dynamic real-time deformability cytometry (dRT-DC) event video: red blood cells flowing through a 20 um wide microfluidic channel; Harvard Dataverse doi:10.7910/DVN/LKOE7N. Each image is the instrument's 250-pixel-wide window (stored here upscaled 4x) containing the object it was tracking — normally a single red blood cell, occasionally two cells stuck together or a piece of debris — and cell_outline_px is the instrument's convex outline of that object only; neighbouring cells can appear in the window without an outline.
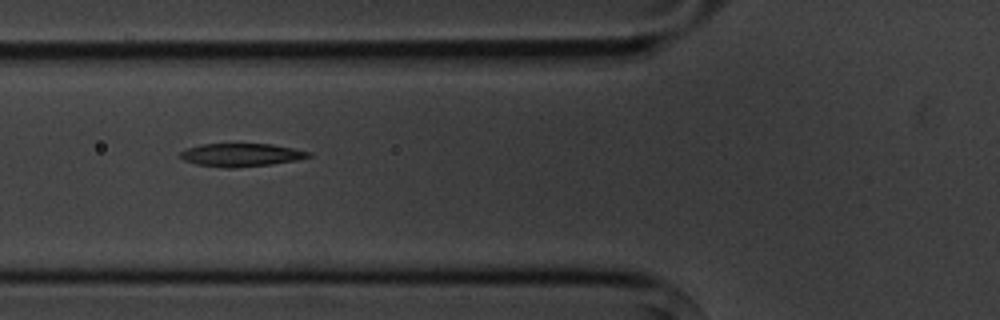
{"species": "common noctule bat (a hibernating species)", "species_latin": "Nyctalus noctula", "temperature_condition": "cold", "stored_images_in_passage": 10, "segment_of_instrument_passage": [1, 2], "camera_frame_rate_fps": 3000, "um_per_image_px": 0.085, "animal": {"sex": "male", "body_mass_g": 20.1, "forearm_length_mm": 53.5}, "frame": {"image": 1, "passage_image": 2, "time_ms": 1.0, "image_size_px": [1000, 320], "cell_outline_px": [[312, 156], [296, 160], [272, 164], [236, 168], [224, 168], [196, 164], [184, 160], [180, 156], [180, 152], [188, 148], [200, 144], [272, 144], [312, 152]], "centroid_in_image_um": [20.51, 13.17], "position_along_channel_um": 105.3, "area_um2": 17.28}}
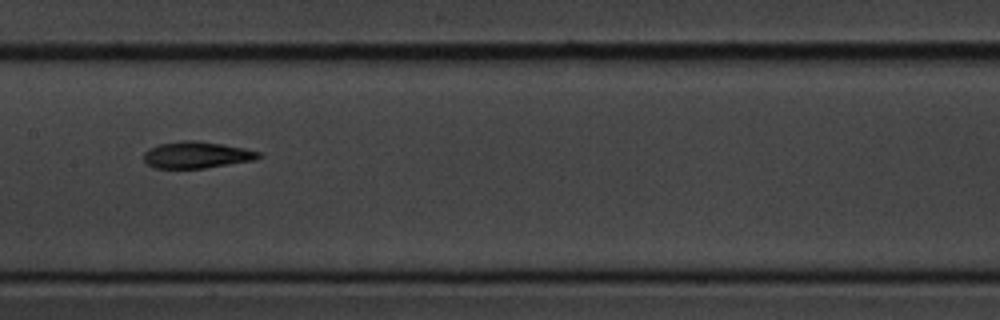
{"frame": {"image": 2, "passage_image": 4, "time_ms": 3.333, "image_size_px": [1000, 320], "cell_outline_px": [[264, 156], [252, 160], [204, 168], [156, 168], [148, 164], [144, 160], [144, 152], [148, 148], [160, 144], [180, 140], [200, 140], [224, 144], [244, 148], [260, 152]], "centroid_in_image_um": [16.71, 13.15], "position_along_channel_um": 190.7, "area_um2": 17.86}}
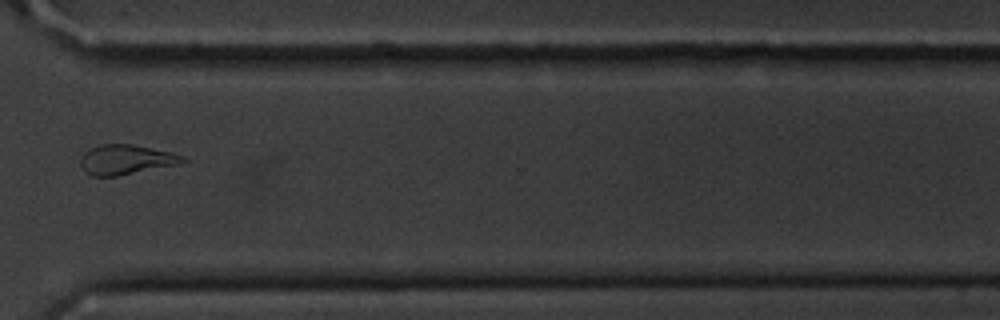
{"frame": {"image": 3, "passage_image": 8, "time_ms": 8.0, "image_size_px": [1000, 320], "cell_outline_px": [[188, 160], [180, 164], [116, 176], [92, 176], [84, 172], [80, 164], [80, 156], [88, 148], [100, 144], [132, 144], [172, 152]], "centroid_in_image_um": [10.66, 13.56], "position_along_channel_um": 359.9, "area_um2": 17.86}}